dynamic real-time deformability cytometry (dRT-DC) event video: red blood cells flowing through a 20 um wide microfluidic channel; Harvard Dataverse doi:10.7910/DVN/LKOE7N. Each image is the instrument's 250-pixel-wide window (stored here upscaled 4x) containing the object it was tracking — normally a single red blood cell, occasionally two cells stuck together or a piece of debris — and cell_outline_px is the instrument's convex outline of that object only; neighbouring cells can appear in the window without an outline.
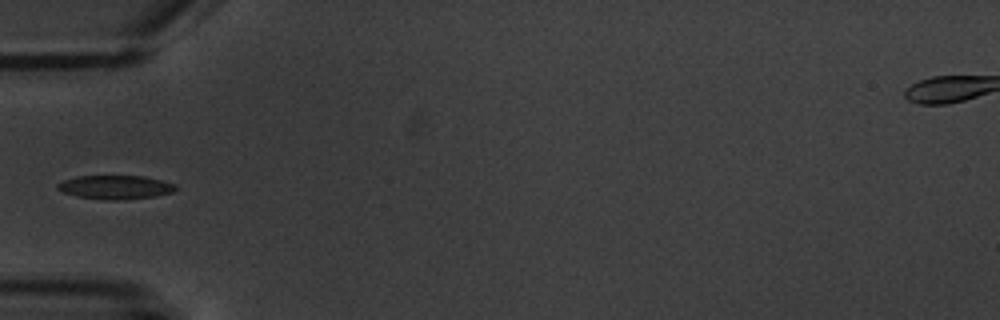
{"species": "common noctule bat (a hibernating species)", "species_latin": "Nyctalus noctula", "temperature_condition": "warm", "stored_images_in_passage": 7, "camera_frame_rate_fps": 3000, "um_per_image_px": 0.085, "animal": {"sex": "male", "body_mass_g": 20.1, "forearm_length_mm": 53.5}, "frame": {"image": 1, "passage_image": 5, "time_ms": 5.667, "image_size_px": [1000, 320], "cell_outline_px": [[176, 188], [172, 192], [156, 196], [124, 200], [108, 200], [80, 196], [64, 192], [56, 188], [56, 184], [64, 180], [76, 176], [144, 176], [176, 184]], "centroid_in_image_um": [9.82, 15.91], "position_along_channel_um": 75.2, "area_um2": 16.24}}